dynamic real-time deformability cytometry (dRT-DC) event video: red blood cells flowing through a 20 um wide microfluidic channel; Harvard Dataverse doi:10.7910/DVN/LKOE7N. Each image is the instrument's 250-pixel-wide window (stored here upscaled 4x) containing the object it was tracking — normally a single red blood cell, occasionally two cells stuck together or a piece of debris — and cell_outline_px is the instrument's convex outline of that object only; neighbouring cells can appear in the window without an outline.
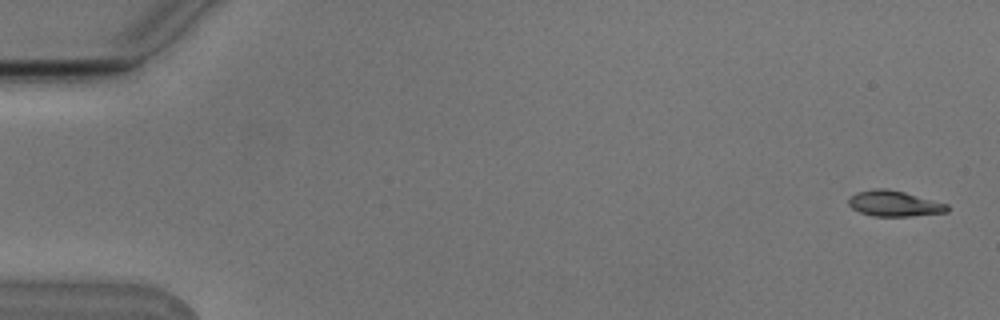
{"species": "Egyptian fruit bat (a non-hibernating species)", "species_latin": "Rousettus aegyptiacus", "temperature_condition": "cold", "stored_images_in_passage": 7, "camera_frame_rate_fps": 3000, "um_per_image_px": 0.085, "animal": {"sex": "male"}, "frame": {"image": 1, "passage_image": 1, "time_ms": 0.0, "image_size_px": [1000, 320], "cell_outline_px": [[948, 212], [908, 216], [872, 216], [860, 212], [852, 208], [848, 204], [848, 200], [856, 192], [872, 188], [888, 188], [904, 192], [948, 204]], "centroid_in_image_um": [75.99, 17.29], "position_along_channel_um": 9.0, "area_um2": 14.74}}
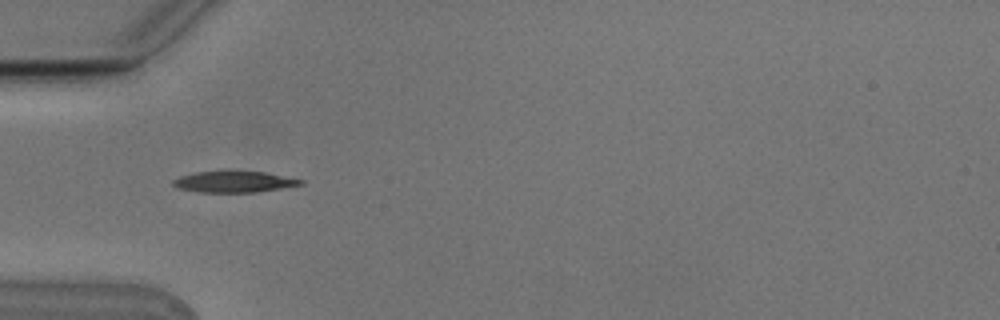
{"frame": {"image": 2, "passage_image": 5, "time_ms": 1.333, "image_size_px": [1000, 320], "cell_outline_px": [[304, 184], [256, 192], [196, 192], [176, 188], [172, 184], [172, 180], [180, 176], [196, 172], [228, 168], [264, 172], [304, 180]], "centroid_in_image_um": [19.83, 15.41], "position_along_channel_um": 65.2, "area_um2": 16.47}}
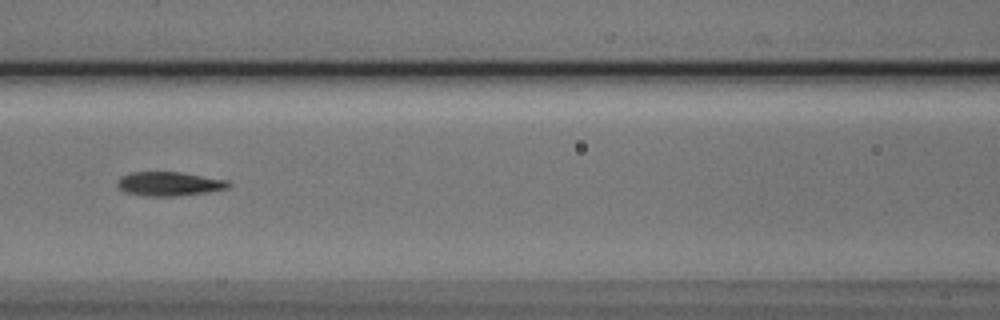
{"frame": {"image": 3, "passage_image": 7, "time_ms": 2.0, "image_size_px": [1000, 320], "cell_outline_px": [[232, 184], [228, 188], [208, 192], [176, 196], [144, 196], [124, 192], [116, 184], [120, 176], [132, 172], [180, 172], [228, 180]], "centroid_in_image_um": [14.38, 15.63], "position_along_channel_um": 152.2, "area_um2": 15.66}}